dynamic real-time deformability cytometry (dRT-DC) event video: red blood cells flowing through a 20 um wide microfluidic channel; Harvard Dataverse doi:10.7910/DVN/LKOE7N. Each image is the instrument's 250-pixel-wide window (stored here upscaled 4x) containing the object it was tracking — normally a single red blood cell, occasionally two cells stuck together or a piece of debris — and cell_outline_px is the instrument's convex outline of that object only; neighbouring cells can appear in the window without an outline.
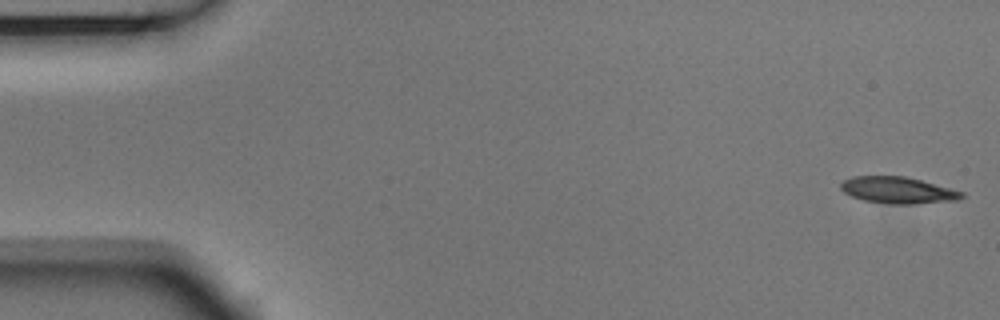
{"species": "Egyptian fruit bat (a non-hibernating species)", "species_latin": "Rousettus aegyptiacus", "temperature_condition": "room temperature", "stored_images_in_passage": 53, "camera_frame_rate_fps": 3000, "um_per_image_px": 0.085, "animal": {"sex": "male"}, "frame": {"image": 1, "passage_image": 1, "time_ms": 0.0, "image_size_px": [1000, 320], "cell_outline_px": [[964, 196], [956, 200], [916, 204], [888, 204], [864, 200], [852, 196], [844, 192], [840, 188], [840, 184], [844, 180], [852, 176], [904, 176], [920, 180], [964, 192]], "centroid_in_image_um": [76.3, 16.17], "position_along_channel_um": 8.7, "area_um2": 18.61}}
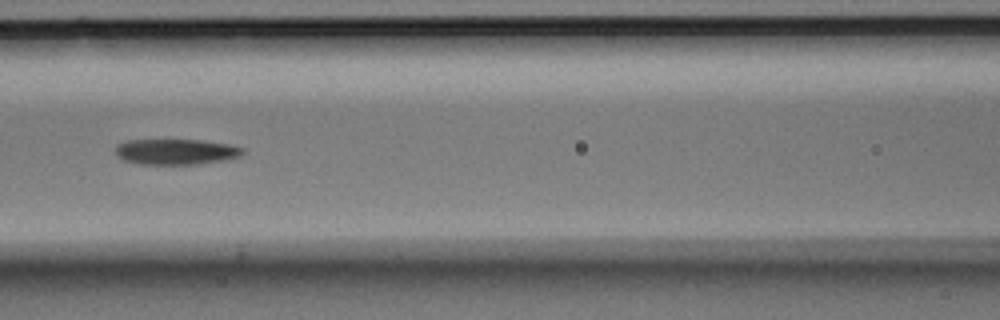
{"frame": {"image": 2, "passage_image": 23, "time_ms": 7.333, "image_size_px": [1000, 320], "cell_outline_px": [[244, 152], [240, 156], [228, 160], [200, 164], [140, 164], [124, 160], [116, 156], [116, 144], [128, 140], [200, 140], [228, 144], [244, 148]], "centroid_in_image_um": [14.97, 12.9], "position_along_channel_um": 151.6, "area_um2": 19.13}}
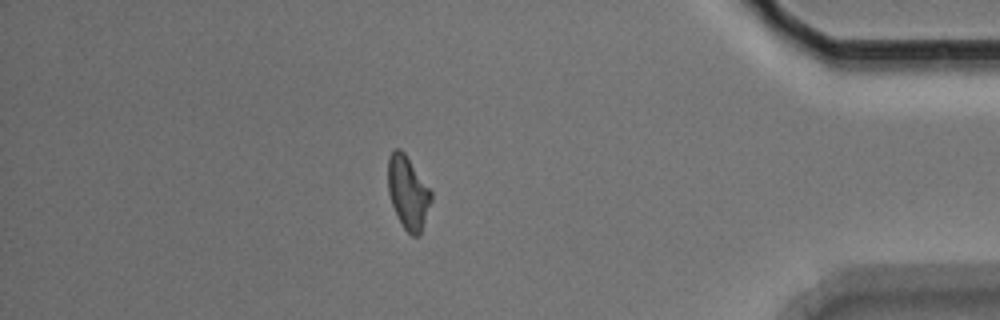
{"frame": {"image": 3, "passage_image": 46, "time_ms": 15.0, "image_size_px": [1000, 320], "cell_outline_px": [[432, 200], [420, 236], [412, 236], [404, 228], [392, 204], [388, 192], [388, 156], [396, 148], [400, 148], [404, 152], [432, 192]], "centroid_in_image_um": [34.69, 16.37], "position_along_channel_um": 400.5, "area_um2": 18.21}, "authors_computed_cell_mechanics": {"area_um2": 19.1896, "velocity_mm_per_s": 3.7458, "shape_relaxation_time_tau1_ms": 8.5383, "shape_relaxation_time_tau2_ms": 8.0398, "deformation_change_tau1": 0.212, "deformation_change_tau2": 0.1892}}